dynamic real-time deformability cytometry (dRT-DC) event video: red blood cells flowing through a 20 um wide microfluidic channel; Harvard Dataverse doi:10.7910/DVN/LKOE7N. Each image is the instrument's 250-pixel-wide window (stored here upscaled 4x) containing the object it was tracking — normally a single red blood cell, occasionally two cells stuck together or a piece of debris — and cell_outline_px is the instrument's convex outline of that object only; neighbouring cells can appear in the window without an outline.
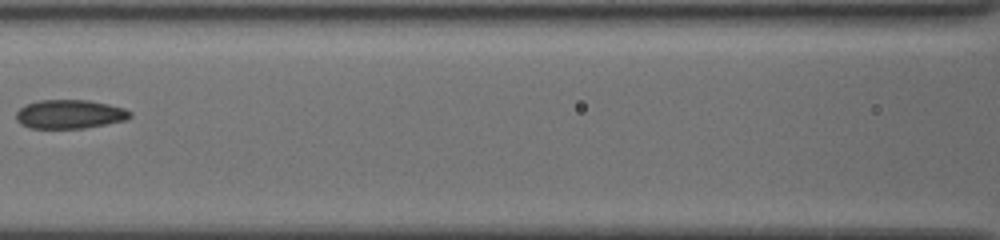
{"species": "common noctule bat (a hibernating species)", "species_latin": "Nyctalus noctula", "temperature_condition": "cold", "stored_images_in_passage": 13, "camera_frame_rate_fps": 3000, "um_per_image_px": 0.085, "animal": {"sex": "female", "body_mass_g": 19.5, "forearm_length_mm": 54.1}, "frame": {"image": 1, "passage_image": 10, "time_ms": 9.333, "image_size_px": [1000, 240], "cell_outline_px": [[132, 116], [124, 120], [84, 128], [32, 128], [20, 124], [16, 120], [16, 112], [24, 104], [36, 100], [88, 100], [108, 104], [124, 108], [132, 112]], "centroid_in_image_um": [5.89, 9.69], "position_along_channel_um": 160.7, "area_um2": 19.19}}
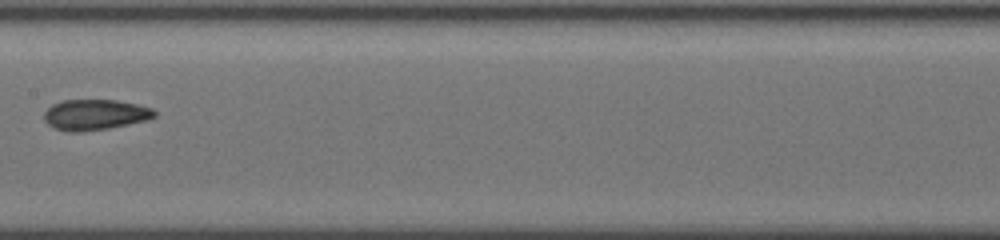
{"frame": {"image": 2, "passage_image": 11, "time_ms": 10.333, "image_size_px": [1000, 240], "cell_outline_px": [[156, 116], [148, 120], [108, 128], [80, 132], [68, 132], [56, 128], [48, 124], [44, 120], [44, 112], [52, 104], [64, 100], [116, 100], [136, 104], [152, 108], [156, 112]], "centroid_in_image_um": [8.08, 9.75], "position_along_channel_um": 199.3, "area_um2": 19.65}}